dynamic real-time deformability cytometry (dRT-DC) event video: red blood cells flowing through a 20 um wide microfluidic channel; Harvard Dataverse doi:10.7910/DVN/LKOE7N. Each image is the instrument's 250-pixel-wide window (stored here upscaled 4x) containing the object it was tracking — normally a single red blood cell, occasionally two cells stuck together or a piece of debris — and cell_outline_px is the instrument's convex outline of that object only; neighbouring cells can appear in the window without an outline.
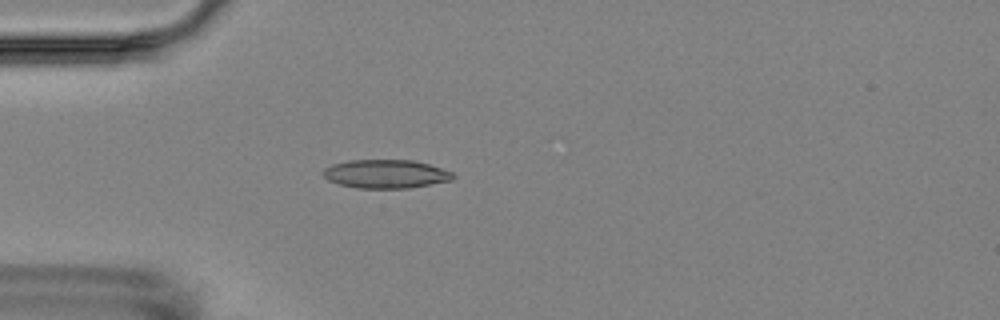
{"species": "Egyptian fruit bat (a non-hibernating species)", "species_latin": "Rousettus aegyptiacus", "temperature_condition": "room temperature", "stored_images_in_passage": 2, "camera_frame_rate_fps": 3000, "um_per_image_px": 0.085, "animal": {"sex": "female"}, "frame": {"image": 1, "passage_image": 1, "time_ms": 0.0, "image_size_px": [1000, 320], "cell_outline_px": [[456, 176], [452, 180], [408, 188], [356, 188], [340, 184], [328, 180], [320, 172], [324, 168], [332, 164], [348, 160], [412, 160], [428, 164], [452, 172]], "centroid_in_image_um": [32.76, 14.78], "position_along_channel_um": 52.2, "area_um2": 21.62}}